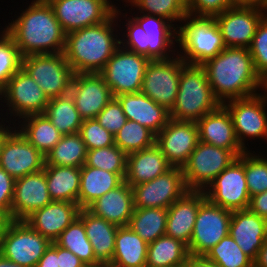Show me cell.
<instances>
[{
  "label": "cell",
  "instance_id": "6da1fadb",
  "mask_svg": "<svg viewBox=\"0 0 267 267\" xmlns=\"http://www.w3.org/2000/svg\"><path fill=\"white\" fill-rule=\"evenodd\" d=\"M202 66L213 95L221 104L257 94L260 88L266 89L247 48L226 47Z\"/></svg>",
  "mask_w": 267,
  "mask_h": 267
},
{
  "label": "cell",
  "instance_id": "7a4b0ae2",
  "mask_svg": "<svg viewBox=\"0 0 267 267\" xmlns=\"http://www.w3.org/2000/svg\"><path fill=\"white\" fill-rule=\"evenodd\" d=\"M117 8L106 21L66 34L63 53L74 73H100L120 46L118 18L125 13Z\"/></svg>",
  "mask_w": 267,
  "mask_h": 267
},
{
  "label": "cell",
  "instance_id": "3957f363",
  "mask_svg": "<svg viewBox=\"0 0 267 267\" xmlns=\"http://www.w3.org/2000/svg\"><path fill=\"white\" fill-rule=\"evenodd\" d=\"M3 28L13 39L22 58L29 55L62 53L66 33L48 1L33 0Z\"/></svg>",
  "mask_w": 267,
  "mask_h": 267
},
{
  "label": "cell",
  "instance_id": "277c9868",
  "mask_svg": "<svg viewBox=\"0 0 267 267\" xmlns=\"http://www.w3.org/2000/svg\"><path fill=\"white\" fill-rule=\"evenodd\" d=\"M220 105L213 95L205 68L202 65L185 63L181 70L174 107L170 111V119L197 122Z\"/></svg>",
  "mask_w": 267,
  "mask_h": 267
},
{
  "label": "cell",
  "instance_id": "5b68a950",
  "mask_svg": "<svg viewBox=\"0 0 267 267\" xmlns=\"http://www.w3.org/2000/svg\"><path fill=\"white\" fill-rule=\"evenodd\" d=\"M181 23L176 25L177 53L185 63L203 65L226 48L214 17L187 14Z\"/></svg>",
  "mask_w": 267,
  "mask_h": 267
},
{
  "label": "cell",
  "instance_id": "8992f818",
  "mask_svg": "<svg viewBox=\"0 0 267 267\" xmlns=\"http://www.w3.org/2000/svg\"><path fill=\"white\" fill-rule=\"evenodd\" d=\"M52 242L26 221L11 220L0 236V254L23 267H36Z\"/></svg>",
  "mask_w": 267,
  "mask_h": 267
},
{
  "label": "cell",
  "instance_id": "52a82bcc",
  "mask_svg": "<svg viewBox=\"0 0 267 267\" xmlns=\"http://www.w3.org/2000/svg\"><path fill=\"white\" fill-rule=\"evenodd\" d=\"M22 68L49 99L69 94L75 73L63 52L29 55L22 58Z\"/></svg>",
  "mask_w": 267,
  "mask_h": 267
},
{
  "label": "cell",
  "instance_id": "ba28073f",
  "mask_svg": "<svg viewBox=\"0 0 267 267\" xmlns=\"http://www.w3.org/2000/svg\"><path fill=\"white\" fill-rule=\"evenodd\" d=\"M237 158L230 150L199 141L182 167L187 189L204 191Z\"/></svg>",
  "mask_w": 267,
  "mask_h": 267
},
{
  "label": "cell",
  "instance_id": "9c48e42d",
  "mask_svg": "<svg viewBox=\"0 0 267 267\" xmlns=\"http://www.w3.org/2000/svg\"><path fill=\"white\" fill-rule=\"evenodd\" d=\"M263 93L232 99L222 104L230 113L237 139L246 151L249 149L245 145L248 139L263 138L267 141V89Z\"/></svg>",
  "mask_w": 267,
  "mask_h": 267
},
{
  "label": "cell",
  "instance_id": "30bf717a",
  "mask_svg": "<svg viewBox=\"0 0 267 267\" xmlns=\"http://www.w3.org/2000/svg\"><path fill=\"white\" fill-rule=\"evenodd\" d=\"M150 59L127 50L121 45L100 72L111 89L113 97L140 92L144 73Z\"/></svg>",
  "mask_w": 267,
  "mask_h": 267
},
{
  "label": "cell",
  "instance_id": "8fae6325",
  "mask_svg": "<svg viewBox=\"0 0 267 267\" xmlns=\"http://www.w3.org/2000/svg\"><path fill=\"white\" fill-rule=\"evenodd\" d=\"M0 100L6 103V116L22 119L29 115L43 114L49 98L39 85L21 67L0 91ZM15 117V118H14Z\"/></svg>",
  "mask_w": 267,
  "mask_h": 267
},
{
  "label": "cell",
  "instance_id": "7c38bea8",
  "mask_svg": "<svg viewBox=\"0 0 267 267\" xmlns=\"http://www.w3.org/2000/svg\"><path fill=\"white\" fill-rule=\"evenodd\" d=\"M184 64L178 53L169 59L150 60L145 69L141 92L171 111Z\"/></svg>",
  "mask_w": 267,
  "mask_h": 267
},
{
  "label": "cell",
  "instance_id": "4fadbf2b",
  "mask_svg": "<svg viewBox=\"0 0 267 267\" xmlns=\"http://www.w3.org/2000/svg\"><path fill=\"white\" fill-rule=\"evenodd\" d=\"M204 193L211 203L224 209L230 211L248 209L250 195L246 183L244 153L223 170Z\"/></svg>",
  "mask_w": 267,
  "mask_h": 267
},
{
  "label": "cell",
  "instance_id": "5bb4252c",
  "mask_svg": "<svg viewBox=\"0 0 267 267\" xmlns=\"http://www.w3.org/2000/svg\"><path fill=\"white\" fill-rule=\"evenodd\" d=\"M232 211L211 203L207 198L200 204L188 251L190 255H206L229 234Z\"/></svg>",
  "mask_w": 267,
  "mask_h": 267
},
{
  "label": "cell",
  "instance_id": "9a60e30c",
  "mask_svg": "<svg viewBox=\"0 0 267 267\" xmlns=\"http://www.w3.org/2000/svg\"><path fill=\"white\" fill-rule=\"evenodd\" d=\"M111 0H48L63 31L68 34L106 21L117 7Z\"/></svg>",
  "mask_w": 267,
  "mask_h": 267
},
{
  "label": "cell",
  "instance_id": "2e32d148",
  "mask_svg": "<svg viewBox=\"0 0 267 267\" xmlns=\"http://www.w3.org/2000/svg\"><path fill=\"white\" fill-rule=\"evenodd\" d=\"M134 208H162L168 209L188 191L183 176V170L172 167L157 178L136 184L131 187Z\"/></svg>",
  "mask_w": 267,
  "mask_h": 267
},
{
  "label": "cell",
  "instance_id": "e0dca14e",
  "mask_svg": "<svg viewBox=\"0 0 267 267\" xmlns=\"http://www.w3.org/2000/svg\"><path fill=\"white\" fill-rule=\"evenodd\" d=\"M46 157L15 126L0 145V167L15 180L44 169Z\"/></svg>",
  "mask_w": 267,
  "mask_h": 267
},
{
  "label": "cell",
  "instance_id": "ac0fdd59",
  "mask_svg": "<svg viewBox=\"0 0 267 267\" xmlns=\"http://www.w3.org/2000/svg\"><path fill=\"white\" fill-rule=\"evenodd\" d=\"M267 11L256 7L232 6L214 16L226 47L247 48Z\"/></svg>",
  "mask_w": 267,
  "mask_h": 267
},
{
  "label": "cell",
  "instance_id": "d6986e66",
  "mask_svg": "<svg viewBox=\"0 0 267 267\" xmlns=\"http://www.w3.org/2000/svg\"><path fill=\"white\" fill-rule=\"evenodd\" d=\"M199 142L196 122L170 119L156 135V145L172 167L182 168Z\"/></svg>",
  "mask_w": 267,
  "mask_h": 267
},
{
  "label": "cell",
  "instance_id": "ffe728a7",
  "mask_svg": "<svg viewBox=\"0 0 267 267\" xmlns=\"http://www.w3.org/2000/svg\"><path fill=\"white\" fill-rule=\"evenodd\" d=\"M69 93L83 120L96 118L114 98L100 73H75Z\"/></svg>",
  "mask_w": 267,
  "mask_h": 267
},
{
  "label": "cell",
  "instance_id": "44dd1931",
  "mask_svg": "<svg viewBox=\"0 0 267 267\" xmlns=\"http://www.w3.org/2000/svg\"><path fill=\"white\" fill-rule=\"evenodd\" d=\"M52 201L44 169L18 178L14 185L11 220L25 221Z\"/></svg>",
  "mask_w": 267,
  "mask_h": 267
},
{
  "label": "cell",
  "instance_id": "7402d4cb",
  "mask_svg": "<svg viewBox=\"0 0 267 267\" xmlns=\"http://www.w3.org/2000/svg\"><path fill=\"white\" fill-rule=\"evenodd\" d=\"M196 123L199 141L230 150L237 157L246 151L237 139L230 113L222 104L215 111L205 114Z\"/></svg>",
  "mask_w": 267,
  "mask_h": 267
},
{
  "label": "cell",
  "instance_id": "603a6c76",
  "mask_svg": "<svg viewBox=\"0 0 267 267\" xmlns=\"http://www.w3.org/2000/svg\"><path fill=\"white\" fill-rule=\"evenodd\" d=\"M206 199L204 191L188 190L167 209L165 235L189 246L200 204Z\"/></svg>",
  "mask_w": 267,
  "mask_h": 267
},
{
  "label": "cell",
  "instance_id": "cb8c5ba5",
  "mask_svg": "<svg viewBox=\"0 0 267 267\" xmlns=\"http://www.w3.org/2000/svg\"><path fill=\"white\" fill-rule=\"evenodd\" d=\"M229 235L254 261L267 237V219L249 209L232 211Z\"/></svg>",
  "mask_w": 267,
  "mask_h": 267
},
{
  "label": "cell",
  "instance_id": "d4e9b609",
  "mask_svg": "<svg viewBox=\"0 0 267 267\" xmlns=\"http://www.w3.org/2000/svg\"><path fill=\"white\" fill-rule=\"evenodd\" d=\"M134 14L131 17L140 24L147 34L148 58L150 60L169 59L176 55L175 43H177L178 36L176 23L173 24L167 19L151 14L140 13L138 15L139 12H134Z\"/></svg>",
  "mask_w": 267,
  "mask_h": 267
},
{
  "label": "cell",
  "instance_id": "484cf974",
  "mask_svg": "<svg viewBox=\"0 0 267 267\" xmlns=\"http://www.w3.org/2000/svg\"><path fill=\"white\" fill-rule=\"evenodd\" d=\"M78 204L67 201H52L35 211L25 221L36 231L54 242L78 217Z\"/></svg>",
  "mask_w": 267,
  "mask_h": 267
},
{
  "label": "cell",
  "instance_id": "4316f807",
  "mask_svg": "<svg viewBox=\"0 0 267 267\" xmlns=\"http://www.w3.org/2000/svg\"><path fill=\"white\" fill-rule=\"evenodd\" d=\"M127 120L135 121L157 135L170 120V111L144 93H124L116 97Z\"/></svg>",
  "mask_w": 267,
  "mask_h": 267
},
{
  "label": "cell",
  "instance_id": "83f0119b",
  "mask_svg": "<svg viewBox=\"0 0 267 267\" xmlns=\"http://www.w3.org/2000/svg\"><path fill=\"white\" fill-rule=\"evenodd\" d=\"M171 168L161 149L155 144L150 148L127 154L124 181L132 187L149 182Z\"/></svg>",
  "mask_w": 267,
  "mask_h": 267
},
{
  "label": "cell",
  "instance_id": "f1b7e54d",
  "mask_svg": "<svg viewBox=\"0 0 267 267\" xmlns=\"http://www.w3.org/2000/svg\"><path fill=\"white\" fill-rule=\"evenodd\" d=\"M87 209L119 227L127 226L134 210L131 186L124 181L117 188L96 199Z\"/></svg>",
  "mask_w": 267,
  "mask_h": 267
},
{
  "label": "cell",
  "instance_id": "f546056e",
  "mask_svg": "<svg viewBox=\"0 0 267 267\" xmlns=\"http://www.w3.org/2000/svg\"><path fill=\"white\" fill-rule=\"evenodd\" d=\"M78 218L84 224L96 260L107 267L114 255L115 237L119 226L94 215L87 208L80 209Z\"/></svg>",
  "mask_w": 267,
  "mask_h": 267
},
{
  "label": "cell",
  "instance_id": "4dcf8cb0",
  "mask_svg": "<svg viewBox=\"0 0 267 267\" xmlns=\"http://www.w3.org/2000/svg\"><path fill=\"white\" fill-rule=\"evenodd\" d=\"M126 174L111 173L84 164L81 167L78 205L87 208L105 193L117 188L124 182Z\"/></svg>",
  "mask_w": 267,
  "mask_h": 267
},
{
  "label": "cell",
  "instance_id": "1f68e13d",
  "mask_svg": "<svg viewBox=\"0 0 267 267\" xmlns=\"http://www.w3.org/2000/svg\"><path fill=\"white\" fill-rule=\"evenodd\" d=\"M148 243L128 226L118 227L114 255L107 267H146Z\"/></svg>",
  "mask_w": 267,
  "mask_h": 267
},
{
  "label": "cell",
  "instance_id": "d6a6232c",
  "mask_svg": "<svg viewBox=\"0 0 267 267\" xmlns=\"http://www.w3.org/2000/svg\"><path fill=\"white\" fill-rule=\"evenodd\" d=\"M23 120V121H22ZM13 126L45 157L60 141L62 134L44 114L29 115Z\"/></svg>",
  "mask_w": 267,
  "mask_h": 267
},
{
  "label": "cell",
  "instance_id": "836d02e7",
  "mask_svg": "<svg viewBox=\"0 0 267 267\" xmlns=\"http://www.w3.org/2000/svg\"><path fill=\"white\" fill-rule=\"evenodd\" d=\"M47 188L53 201L78 204L81 168L45 165Z\"/></svg>",
  "mask_w": 267,
  "mask_h": 267
},
{
  "label": "cell",
  "instance_id": "e575fe53",
  "mask_svg": "<svg viewBox=\"0 0 267 267\" xmlns=\"http://www.w3.org/2000/svg\"><path fill=\"white\" fill-rule=\"evenodd\" d=\"M188 246L178 239L163 235L148 244L146 267H175L186 263Z\"/></svg>",
  "mask_w": 267,
  "mask_h": 267
},
{
  "label": "cell",
  "instance_id": "d590c367",
  "mask_svg": "<svg viewBox=\"0 0 267 267\" xmlns=\"http://www.w3.org/2000/svg\"><path fill=\"white\" fill-rule=\"evenodd\" d=\"M43 114L62 135L79 133L83 123L70 93L51 98Z\"/></svg>",
  "mask_w": 267,
  "mask_h": 267
},
{
  "label": "cell",
  "instance_id": "8d00e7d4",
  "mask_svg": "<svg viewBox=\"0 0 267 267\" xmlns=\"http://www.w3.org/2000/svg\"><path fill=\"white\" fill-rule=\"evenodd\" d=\"M167 209L134 208L128 227L148 244L165 235Z\"/></svg>",
  "mask_w": 267,
  "mask_h": 267
},
{
  "label": "cell",
  "instance_id": "74e56055",
  "mask_svg": "<svg viewBox=\"0 0 267 267\" xmlns=\"http://www.w3.org/2000/svg\"><path fill=\"white\" fill-rule=\"evenodd\" d=\"M87 148L79 133L62 135L46 155L45 165L81 168L86 163Z\"/></svg>",
  "mask_w": 267,
  "mask_h": 267
},
{
  "label": "cell",
  "instance_id": "f35d334b",
  "mask_svg": "<svg viewBox=\"0 0 267 267\" xmlns=\"http://www.w3.org/2000/svg\"><path fill=\"white\" fill-rule=\"evenodd\" d=\"M73 254H75L85 266L101 265L95 258L90 241L87 238L83 222L77 217L54 241Z\"/></svg>",
  "mask_w": 267,
  "mask_h": 267
},
{
  "label": "cell",
  "instance_id": "ab89813d",
  "mask_svg": "<svg viewBox=\"0 0 267 267\" xmlns=\"http://www.w3.org/2000/svg\"><path fill=\"white\" fill-rule=\"evenodd\" d=\"M115 145L126 154L150 148L156 144V135L143 125L127 120L114 135Z\"/></svg>",
  "mask_w": 267,
  "mask_h": 267
},
{
  "label": "cell",
  "instance_id": "60d3db41",
  "mask_svg": "<svg viewBox=\"0 0 267 267\" xmlns=\"http://www.w3.org/2000/svg\"><path fill=\"white\" fill-rule=\"evenodd\" d=\"M138 8L140 13L151 14L169 22H180L185 18L187 13V0H122Z\"/></svg>",
  "mask_w": 267,
  "mask_h": 267
},
{
  "label": "cell",
  "instance_id": "b9f144b4",
  "mask_svg": "<svg viewBox=\"0 0 267 267\" xmlns=\"http://www.w3.org/2000/svg\"><path fill=\"white\" fill-rule=\"evenodd\" d=\"M205 256L220 267H254V261L241 250L229 234Z\"/></svg>",
  "mask_w": 267,
  "mask_h": 267
},
{
  "label": "cell",
  "instance_id": "7bdbcfd3",
  "mask_svg": "<svg viewBox=\"0 0 267 267\" xmlns=\"http://www.w3.org/2000/svg\"><path fill=\"white\" fill-rule=\"evenodd\" d=\"M85 164L111 173L126 174L127 154L116 145L87 150Z\"/></svg>",
  "mask_w": 267,
  "mask_h": 267
},
{
  "label": "cell",
  "instance_id": "ee69618b",
  "mask_svg": "<svg viewBox=\"0 0 267 267\" xmlns=\"http://www.w3.org/2000/svg\"><path fill=\"white\" fill-rule=\"evenodd\" d=\"M22 67V56L14 39L5 31L0 32V91Z\"/></svg>",
  "mask_w": 267,
  "mask_h": 267
},
{
  "label": "cell",
  "instance_id": "f6af8a7d",
  "mask_svg": "<svg viewBox=\"0 0 267 267\" xmlns=\"http://www.w3.org/2000/svg\"><path fill=\"white\" fill-rule=\"evenodd\" d=\"M244 168L250 197L267 191V158L265 155H256V152L252 153L250 149L245 151Z\"/></svg>",
  "mask_w": 267,
  "mask_h": 267
},
{
  "label": "cell",
  "instance_id": "bcb514c9",
  "mask_svg": "<svg viewBox=\"0 0 267 267\" xmlns=\"http://www.w3.org/2000/svg\"><path fill=\"white\" fill-rule=\"evenodd\" d=\"M249 51L257 74L267 84V15L259 23Z\"/></svg>",
  "mask_w": 267,
  "mask_h": 267
},
{
  "label": "cell",
  "instance_id": "7dc6e473",
  "mask_svg": "<svg viewBox=\"0 0 267 267\" xmlns=\"http://www.w3.org/2000/svg\"><path fill=\"white\" fill-rule=\"evenodd\" d=\"M79 134L87 150L115 145L114 135L102 127L96 118L83 120Z\"/></svg>",
  "mask_w": 267,
  "mask_h": 267
},
{
  "label": "cell",
  "instance_id": "c3c4849f",
  "mask_svg": "<svg viewBox=\"0 0 267 267\" xmlns=\"http://www.w3.org/2000/svg\"><path fill=\"white\" fill-rule=\"evenodd\" d=\"M125 16L127 15L123 16L126 19L124 23L126 34H121L123 38H120V45L127 50L148 57L147 34L133 17L130 16L127 19Z\"/></svg>",
  "mask_w": 267,
  "mask_h": 267
},
{
  "label": "cell",
  "instance_id": "681fc988",
  "mask_svg": "<svg viewBox=\"0 0 267 267\" xmlns=\"http://www.w3.org/2000/svg\"><path fill=\"white\" fill-rule=\"evenodd\" d=\"M96 119L102 127L113 135H115L127 121L122 105L116 97L105 106L96 116Z\"/></svg>",
  "mask_w": 267,
  "mask_h": 267
},
{
  "label": "cell",
  "instance_id": "f907efd6",
  "mask_svg": "<svg viewBox=\"0 0 267 267\" xmlns=\"http://www.w3.org/2000/svg\"><path fill=\"white\" fill-rule=\"evenodd\" d=\"M230 7V0H187V13L194 16L214 17Z\"/></svg>",
  "mask_w": 267,
  "mask_h": 267
},
{
  "label": "cell",
  "instance_id": "816d5d0a",
  "mask_svg": "<svg viewBox=\"0 0 267 267\" xmlns=\"http://www.w3.org/2000/svg\"><path fill=\"white\" fill-rule=\"evenodd\" d=\"M15 179L0 167V209L11 219Z\"/></svg>",
  "mask_w": 267,
  "mask_h": 267
},
{
  "label": "cell",
  "instance_id": "f5cc1de1",
  "mask_svg": "<svg viewBox=\"0 0 267 267\" xmlns=\"http://www.w3.org/2000/svg\"><path fill=\"white\" fill-rule=\"evenodd\" d=\"M248 209L267 219V191L250 197Z\"/></svg>",
  "mask_w": 267,
  "mask_h": 267
},
{
  "label": "cell",
  "instance_id": "db71d44e",
  "mask_svg": "<svg viewBox=\"0 0 267 267\" xmlns=\"http://www.w3.org/2000/svg\"><path fill=\"white\" fill-rule=\"evenodd\" d=\"M59 267H85L84 263L71 251L58 246Z\"/></svg>",
  "mask_w": 267,
  "mask_h": 267
},
{
  "label": "cell",
  "instance_id": "11a10c76",
  "mask_svg": "<svg viewBox=\"0 0 267 267\" xmlns=\"http://www.w3.org/2000/svg\"><path fill=\"white\" fill-rule=\"evenodd\" d=\"M36 267H59L58 245L55 242H52L49 248L45 251Z\"/></svg>",
  "mask_w": 267,
  "mask_h": 267
},
{
  "label": "cell",
  "instance_id": "9f6ffc18",
  "mask_svg": "<svg viewBox=\"0 0 267 267\" xmlns=\"http://www.w3.org/2000/svg\"><path fill=\"white\" fill-rule=\"evenodd\" d=\"M186 263L188 267H220L205 255H189Z\"/></svg>",
  "mask_w": 267,
  "mask_h": 267
},
{
  "label": "cell",
  "instance_id": "6f0895ef",
  "mask_svg": "<svg viewBox=\"0 0 267 267\" xmlns=\"http://www.w3.org/2000/svg\"><path fill=\"white\" fill-rule=\"evenodd\" d=\"M232 6L256 7L267 11V0H230Z\"/></svg>",
  "mask_w": 267,
  "mask_h": 267
},
{
  "label": "cell",
  "instance_id": "680465c9",
  "mask_svg": "<svg viewBox=\"0 0 267 267\" xmlns=\"http://www.w3.org/2000/svg\"><path fill=\"white\" fill-rule=\"evenodd\" d=\"M254 267H267V237L254 260Z\"/></svg>",
  "mask_w": 267,
  "mask_h": 267
},
{
  "label": "cell",
  "instance_id": "91938a15",
  "mask_svg": "<svg viewBox=\"0 0 267 267\" xmlns=\"http://www.w3.org/2000/svg\"><path fill=\"white\" fill-rule=\"evenodd\" d=\"M0 119H1V116H0ZM1 120L2 121L0 122V145H1V142L4 139L5 135L13 128V126H10L11 123L14 122L12 124V125H14L16 123L17 119L16 120H13V119L9 120L10 121V123L8 124L9 126L6 125V123L4 122L5 120L3 118Z\"/></svg>",
  "mask_w": 267,
  "mask_h": 267
},
{
  "label": "cell",
  "instance_id": "94428289",
  "mask_svg": "<svg viewBox=\"0 0 267 267\" xmlns=\"http://www.w3.org/2000/svg\"><path fill=\"white\" fill-rule=\"evenodd\" d=\"M11 219L0 209V236L4 233Z\"/></svg>",
  "mask_w": 267,
  "mask_h": 267
},
{
  "label": "cell",
  "instance_id": "6125c7cd",
  "mask_svg": "<svg viewBox=\"0 0 267 267\" xmlns=\"http://www.w3.org/2000/svg\"><path fill=\"white\" fill-rule=\"evenodd\" d=\"M0 267H23V266H20L19 264H16V263H13L12 261L3 257L0 254Z\"/></svg>",
  "mask_w": 267,
  "mask_h": 267
},
{
  "label": "cell",
  "instance_id": "be15d7a7",
  "mask_svg": "<svg viewBox=\"0 0 267 267\" xmlns=\"http://www.w3.org/2000/svg\"><path fill=\"white\" fill-rule=\"evenodd\" d=\"M175 267H188V264H187V263H184V264H182V265L175 266Z\"/></svg>",
  "mask_w": 267,
  "mask_h": 267
},
{
  "label": "cell",
  "instance_id": "e7e4bbea",
  "mask_svg": "<svg viewBox=\"0 0 267 267\" xmlns=\"http://www.w3.org/2000/svg\"><path fill=\"white\" fill-rule=\"evenodd\" d=\"M85 267H106V266L99 265V266H85Z\"/></svg>",
  "mask_w": 267,
  "mask_h": 267
}]
</instances>
